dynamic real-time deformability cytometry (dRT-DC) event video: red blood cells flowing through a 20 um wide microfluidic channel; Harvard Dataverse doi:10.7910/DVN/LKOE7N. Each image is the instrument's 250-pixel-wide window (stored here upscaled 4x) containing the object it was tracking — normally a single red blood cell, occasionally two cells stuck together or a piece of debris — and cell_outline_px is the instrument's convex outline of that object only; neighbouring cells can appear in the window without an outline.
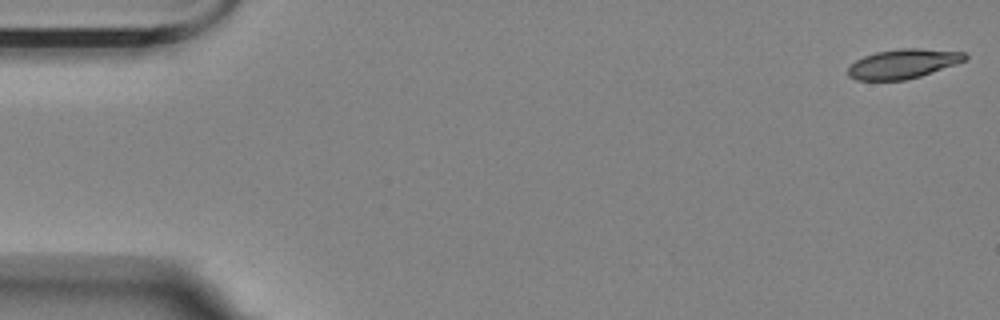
{"species": "Egyptian fruit bat (a non-hibernating species)", "species_latin": "Rousettus aegyptiacus", "temperature_condition": "room temperature", "stored_images_in_passage": 57, "camera_frame_rate_fps": 3000, "um_per_image_px": 0.085, "animal": {"sex": "female"}, "frame": {"image": 1, "passage_image": 1, "time_ms": 0.0, "image_size_px": [1000, 320], "cell_outline_px": [[968, 56], [964, 60], [956, 64], [920, 76], [904, 80], [856, 80], [848, 76], [848, 68], [856, 60], [864, 56], [876, 52], [900, 48], [916, 48], [964, 52]], "centroid_in_image_um": [76.74, 5.42], "position_along_channel_um": 8.3, "area_um2": 19.88}}
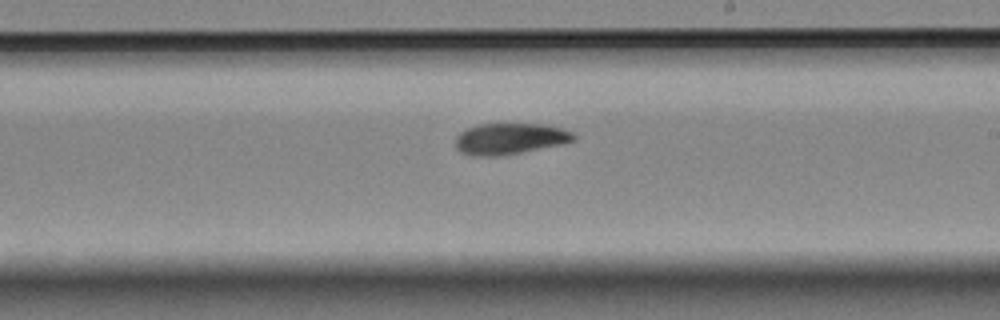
{"frame": {"image": 2, "passage_image": 33, "time_ms": 10.667, "image_size_px": [1000, 320], "cell_outline_px": [[576, 140], [564, 144], [500, 156], [472, 156], [460, 152], [456, 148], [456, 136], [460, 132], [468, 128], [480, 124], [544, 124], [560, 128], [572, 132], [576, 136]], "centroid_in_image_um": [43.35, 11.8], "position_along_channel_um": 245.7, "area_um2": 21.56}}
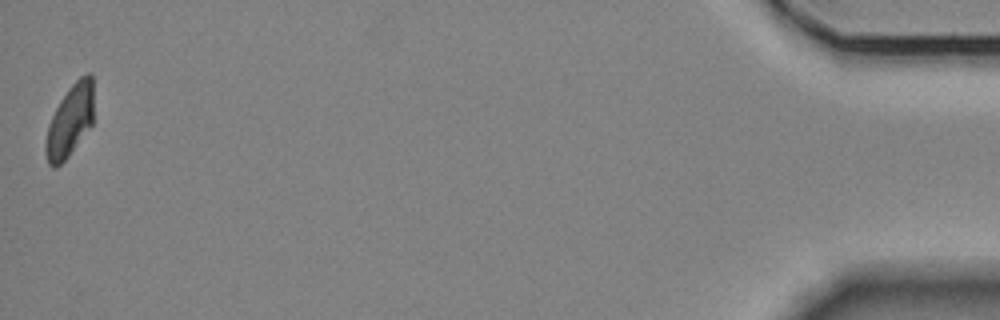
{"frame": {"image": 3, "passage_image": 57, "time_ms": 18.667, "image_size_px": [1000, 320], "cell_outline_px": [[92, 124], [68, 156], [56, 168], [52, 168], [48, 164], [44, 152], [44, 144], [48, 124], [60, 100], [68, 88], [80, 76], [88, 72], [92, 72]], "centroid_in_image_um": [5.91, 10.28], "position_along_channel_um": 429.3, "area_um2": 20.06}, "authors_computed_cell_mechanics": {"area_um2": 21.4438, "velocity_mm_per_s": 3.4571, "shape_relaxation_time_tau1_ms": 6.0275, "shape_relaxation_time_tau2_ms": null, "deformation_change_tau1": 0.159, "deformation_change_tau2": null}}